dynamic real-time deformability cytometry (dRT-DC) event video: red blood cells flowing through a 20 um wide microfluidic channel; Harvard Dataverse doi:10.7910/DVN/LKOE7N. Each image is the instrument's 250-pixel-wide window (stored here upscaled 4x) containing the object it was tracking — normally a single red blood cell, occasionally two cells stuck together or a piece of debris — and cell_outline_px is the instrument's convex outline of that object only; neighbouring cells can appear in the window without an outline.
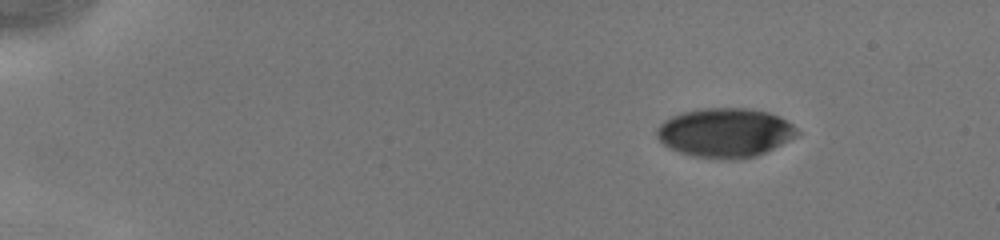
{"species": "human", "species_latin": "Homo sapiens", "temperature_condition": "cold", "stored_images_in_passage": 44, "camera_frame_rate_fps": 3000, "um_per_image_px": 0.085, "donor": {"sex": "male"}, "frame": {"image": 1, "passage_image": 1, "time_ms": 0.0, "image_size_px": [1000, 240], "cell_outline_px": [[800, 132], [796, 136], [756, 156], [740, 160], [716, 160], [692, 156], [680, 152], [664, 144], [656, 136], [656, 128], [664, 120], [680, 112], [700, 108], [748, 108], [768, 112], [780, 116], [792, 124]], "centroid_in_image_um": [61.61, 11.28], "position_along_channel_um": 23.4, "area_um2": 40.52}}
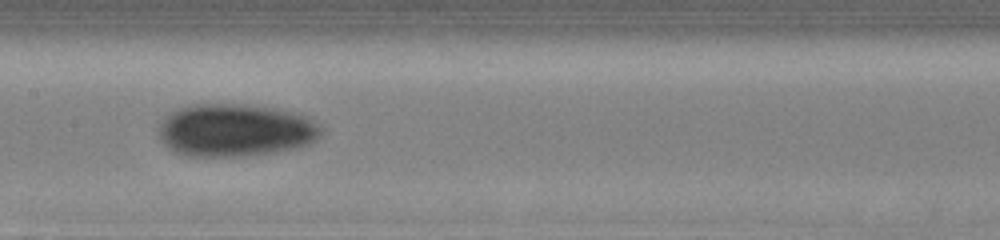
{"frame": {"image": 2, "passage_image": 21, "time_ms": 6.667, "image_size_px": [1000, 240], "cell_outline_px": [[324, 132], [316, 140], [300, 148], [252, 156], [184, 156], [172, 152], [160, 140], [156, 132], [156, 124], [164, 112], [200, 100], [212, 100], [260, 104], [300, 112], [312, 116], [324, 128]], "centroid_in_image_um": [19.96, 10.99], "position_along_channel_um": 187.4, "area_um2": 53.7}}
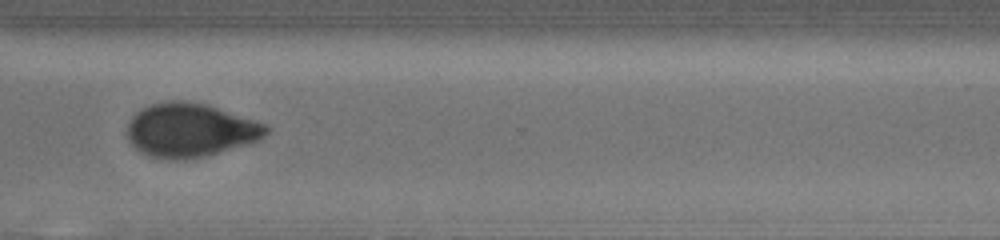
{"frame": {"image": 3, "passage_image": 33, "time_ms": 10.667, "image_size_px": [1000, 240], "cell_outline_px": [[272, 128], [260, 140], [252, 144], [208, 156], [192, 160], [160, 160], [148, 156], [140, 152], [128, 140], [128, 120], [140, 108], [148, 104], [168, 100], [188, 100], [208, 104], [268, 124]], "centroid_in_image_um": [16.2, 11.07], "position_along_channel_um": 354.4, "area_um2": 45.03}, "authors_computed_cell_mechanics": {"area_um2": 44.9973, "velocity_mm_per_s": 4.1798, "shape_relaxation_time_tau1_ms": 3.6627, "shape_relaxation_time_tau2_ms": 11.1717, "deformation_change_tau1": 0.1293, "deformation_change_tau2": 0.1256}}